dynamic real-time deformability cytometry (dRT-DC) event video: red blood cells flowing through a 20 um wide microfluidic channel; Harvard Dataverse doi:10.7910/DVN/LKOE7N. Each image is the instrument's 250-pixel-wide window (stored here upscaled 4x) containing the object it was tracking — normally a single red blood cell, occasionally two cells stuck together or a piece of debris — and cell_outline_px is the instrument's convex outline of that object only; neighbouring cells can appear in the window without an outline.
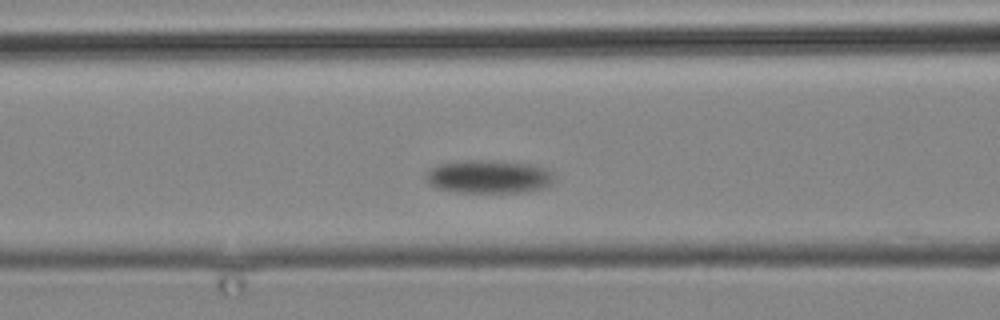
{"species": "common noctule bat (a hibernating species)", "species_latin": "Nyctalus noctula", "temperature_condition": "cold", "stored_images_in_passage": 5, "camera_frame_rate_fps": 3000, "um_per_image_px": 0.085, "animal": {"sex": "male", "body_mass_g": 19.2, "forearm_length_mm": 51.8}, "frame": {"image": 1, "passage_image": 3, "time_ms": 2.333, "image_size_px": [1000, 320], "cell_outline_px": [[552, 184], [544, 188], [524, 192], [456, 192], [436, 188], [428, 184], [424, 176], [428, 168], [440, 164], [464, 160], [496, 160], [528, 164], [544, 168], [552, 172]], "centroid_in_image_um": [41.48, 15.02], "position_along_channel_um": 125.1, "area_um2": 25.03}}
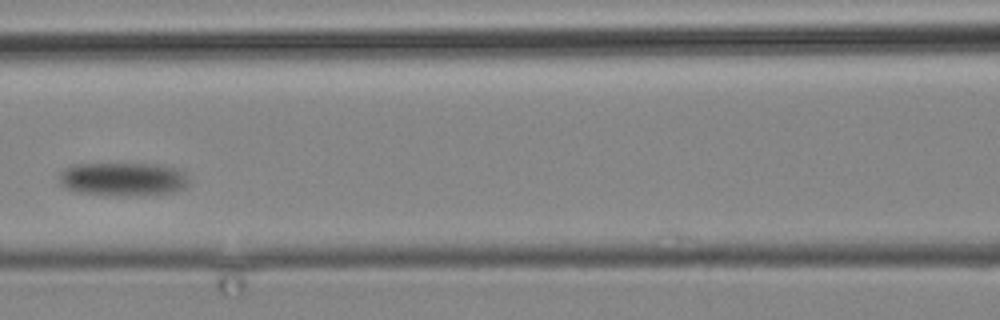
{"frame": {"image": 2, "passage_image": 4, "time_ms": 3.667, "image_size_px": [1000, 320], "cell_outline_px": [[188, 184], [184, 188], [172, 192], [72, 192], [64, 188], [60, 184], [60, 172], [64, 168], [72, 164], [156, 164], [176, 168], [184, 172], [188, 180]], "centroid_in_image_um": [10.4, 15.15], "position_along_channel_um": 156.2, "area_um2": 23.99}}